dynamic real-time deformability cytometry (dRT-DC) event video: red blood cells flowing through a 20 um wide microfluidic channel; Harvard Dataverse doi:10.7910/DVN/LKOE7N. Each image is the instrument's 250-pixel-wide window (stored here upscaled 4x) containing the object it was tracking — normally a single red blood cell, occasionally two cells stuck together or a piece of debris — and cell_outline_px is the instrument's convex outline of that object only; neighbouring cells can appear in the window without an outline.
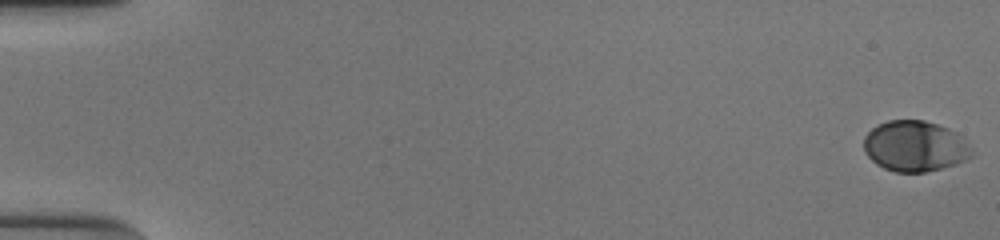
{"species": "human", "species_latin": "Homo sapiens", "temperature_condition": "cold", "stored_images_in_passage": 54, "camera_frame_rate_fps": 3000, "um_per_image_px": 0.085, "donor": {"sex": "male"}, "frame": {"image": 1, "passage_image": 1, "time_ms": 0.0, "image_size_px": [1000, 240], "cell_outline_px": [[976, 156], [956, 164], [924, 172], [896, 172], [884, 168], [876, 164], [864, 152], [864, 136], [876, 124], [888, 120], [924, 120], [948, 128], [964, 136], [972, 148]], "centroid_in_image_um": [77.81, 12.42], "position_along_channel_um": 7.2, "area_um2": 32.37}}
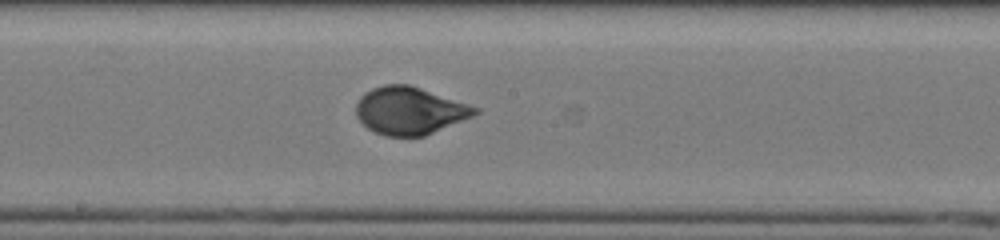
{"frame": {"image": 2, "passage_image": 31, "time_ms": 10.0, "image_size_px": [1000, 240], "cell_outline_px": [[480, 112], [472, 116], [424, 136], [384, 136], [368, 128], [356, 116], [356, 104], [360, 96], [364, 92], [372, 88], [384, 84], [408, 84], [480, 108]], "centroid_in_image_um": [34.79, 9.4], "position_along_channel_um": 213.4, "area_um2": 32.66}}
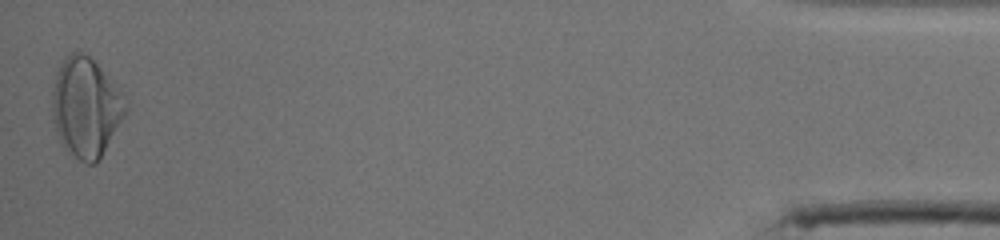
{"frame": {"image": 3, "passage_image": 54, "time_ms": 17.667, "image_size_px": [1000, 240], "cell_outline_px": [[128, 112], [96, 164], [84, 164], [64, 148], [60, 144], [52, 120], [52, 92], [56, 72], [64, 60], [72, 52], [80, 52], [88, 56], [100, 68], [120, 92], [128, 108]], "centroid_in_image_um": [7.27, 9.19], "position_along_channel_um": 427.9, "area_um2": 42.25}, "authors_computed_cell_mechanics": {"area_um2": 32.2524, "velocity_mm_per_s": 3.8672, "shape_relaxation_time_tau1_ms": 3.9345, "shape_relaxation_time_tau2_ms": null, "deformation_change_tau1": 0.1651, "deformation_change_tau2": null}}